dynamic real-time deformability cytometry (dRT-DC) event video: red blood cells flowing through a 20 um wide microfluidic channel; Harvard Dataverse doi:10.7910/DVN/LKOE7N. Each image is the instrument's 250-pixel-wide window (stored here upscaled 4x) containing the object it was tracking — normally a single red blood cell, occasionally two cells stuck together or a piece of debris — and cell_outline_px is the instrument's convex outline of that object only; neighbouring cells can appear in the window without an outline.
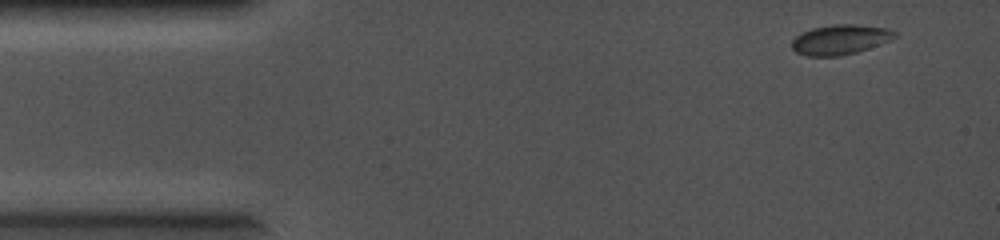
{"species": "common noctule bat (a hibernating species)", "species_latin": "Nyctalus noctula", "temperature_condition": "cold", "stored_images_in_passage": 4, "camera_frame_rate_fps": 5000, "um_per_image_px": 0.085, "animal": {"sex": "female", "body_mass_g": 19.0, "forearm_length_mm": 56.7}, "frame": {"image": 1, "passage_image": 1, "time_ms": 0.0, "image_size_px": [1000, 240], "cell_outline_px": [[896, 36], [880, 44], [856, 52], [840, 56], [808, 56], [796, 52], [792, 48], [792, 40], [796, 36], [812, 28], [832, 24], [856, 24], [888, 28], [896, 32]], "centroid_in_image_um": [71.4, 3.36], "position_along_channel_um": 13.6, "area_um2": 17.8}}
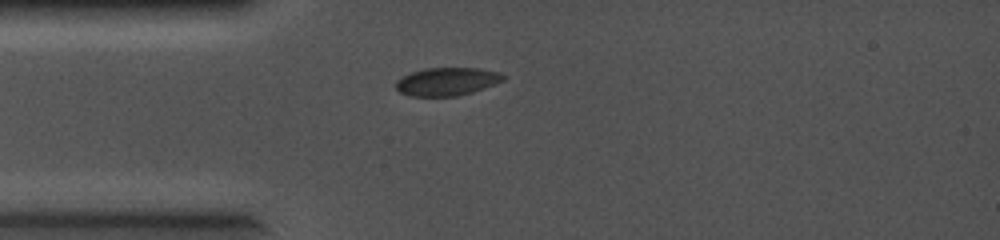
{"frame": {"image": 2, "passage_image": 4, "time_ms": 0.6, "image_size_px": [1000, 240], "cell_outline_px": [[508, 76], [504, 80], [484, 88], [472, 92], [456, 96], [412, 96], [400, 92], [396, 88], [396, 80], [412, 72], [424, 68], [480, 68], [500, 72]], "centroid_in_image_um": [38.03, 6.92], "position_along_channel_um": 47.0, "area_um2": 17.57}}